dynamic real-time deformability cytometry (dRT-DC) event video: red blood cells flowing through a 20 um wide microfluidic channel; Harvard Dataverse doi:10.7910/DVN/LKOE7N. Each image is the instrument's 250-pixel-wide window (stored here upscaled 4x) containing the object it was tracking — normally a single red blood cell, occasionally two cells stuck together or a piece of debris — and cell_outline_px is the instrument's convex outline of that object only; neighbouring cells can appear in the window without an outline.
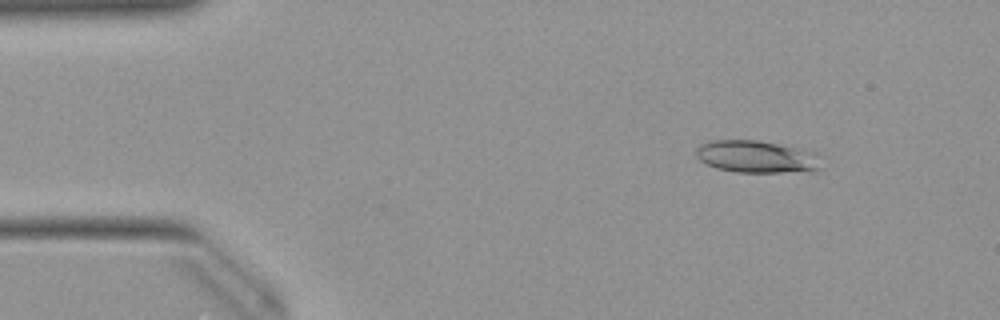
{"species": "Egyptian fruit bat (a non-hibernating species)", "species_latin": "Rousettus aegyptiacus", "temperature_condition": "warm", "stored_images_in_passage": 49, "camera_frame_rate_fps": 3000, "um_per_image_px": 0.085, "animal": {"sex": "female"}, "frame": {"image": 1, "passage_image": 5, "time_ms": 1.333, "image_size_px": [1000, 320], "cell_outline_px": [[824, 168], [812, 172], [736, 172], [716, 168], [700, 160], [696, 156], [696, 148], [700, 144], [708, 140], [756, 140], [816, 152]], "centroid_in_image_um": [64.34, 13.33], "position_along_channel_um": 20.7, "area_um2": 23.76}}
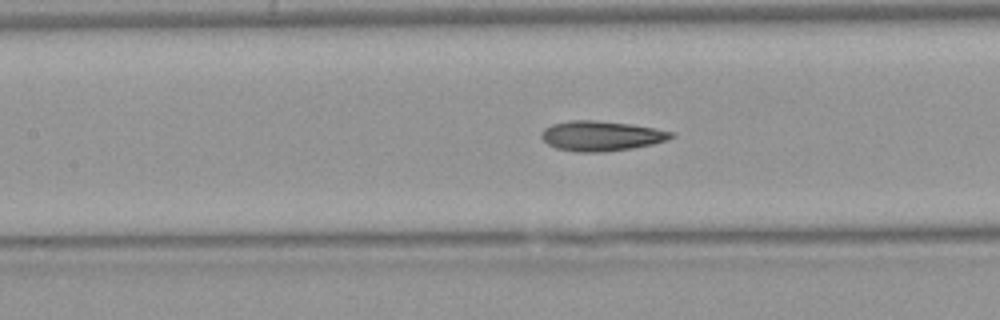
{"frame": {"image": 2, "passage_image": 21, "time_ms": 6.667, "image_size_px": [1000, 320], "cell_outline_px": [[676, 136], [668, 140], [652, 144], [632, 148], [600, 152], [576, 152], [556, 148], [548, 144], [540, 136], [540, 132], [544, 128], [552, 124], [572, 120], [596, 120], [632, 124], [656, 128], [676, 132]], "centroid_in_image_um": [51.13, 11.54], "position_along_channel_um": 156.3, "area_um2": 22.89}}
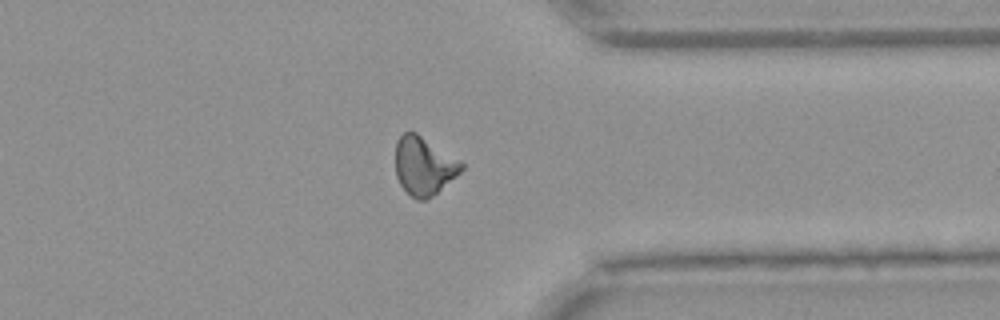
{"frame": {"image": 3, "passage_image": 38, "time_ms": 12.333, "image_size_px": [1000, 320], "cell_outline_px": [[464, 168], [456, 176], [432, 196], [424, 200], [416, 200], [400, 184], [396, 176], [396, 140], [404, 132], [416, 132], [460, 160], [464, 164]], "centroid_in_image_um": [36.02, 14.09], "position_along_channel_um": 375.4, "area_um2": 22.2}, "authors_computed_cell_mechanics": {"area_um2": 22.1952, "velocity_mm_per_s": 3.9894, "shape_relaxation_time_tau1_ms": 9.4994, "shape_relaxation_time_tau2_ms": 2.8707, "deformation_change_tau1": 0.2212, "deformation_change_tau2": 0.1141}}